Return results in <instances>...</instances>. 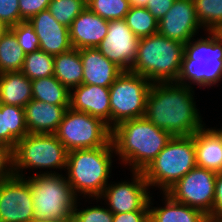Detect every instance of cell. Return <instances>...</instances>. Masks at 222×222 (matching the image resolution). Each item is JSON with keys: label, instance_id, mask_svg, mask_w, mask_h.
Listing matches in <instances>:
<instances>
[{"label": "cell", "instance_id": "11", "mask_svg": "<svg viewBox=\"0 0 222 222\" xmlns=\"http://www.w3.org/2000/svg\"><path fill=\"white\" fill-rule=\"evenodd\" d=\"M216 174L195 166L166 193L174 201L198 209L213 220Z\"/></svg>", "mask_w": 222, "mask_h": 222}, {"label": "cell", "instance_id": "46", "mask_svg": "<svg viewBox=\"0 0 222 222\" xmlns=\"http://www.w3.org/2000/svg\"><path fill=\"white\" fill-rule=\"evenodd\" d=\"M206 222H222V221H215V220H212V219H208Z\"/></svg>", "mask_w": 222, "mask_h": 222}, {"label": "cell", "instance_id": "31", "mask_svg": "<svg viewBox=\"0 0 222 222\" xmlns=\"http://www.w3.org/2000/svg\"><path fill=\"white\" fill-rule=\"evenodd\" d=\"M86 7L87 0H51L48 10L58 23L69 28Z\"/></svg>", "mask_w": 222, "mask_h": 222}, {"label": "cell", "instance_id": "36", "mask_svg": "<svg viewBox=\"0 0 222 222\" xmlns=\"http://www.w3.org/2000/svg\"><path fill=\"white\" fill-rule=\"evenodd\" d=\"M51 0H19L20 16L23 21H29L41 11L47 10Z\"/></svg>", "mask_w": 222, "mask_h": 222}, {"label": "cell", "instance_id": "17", "mask_svg": "<svg viewBox=\"0 0 222 222\" xmlns=\"http://www.w3.org/2000/svg\"><path fill=\"white\" fill-rule=\"evenodd\" d=\"M69 107L98 117L111 128L109 88L81 84L70 90Z\"/></svg>", "mask_w": 222, "mask_h": 222}, {"label": "cell", "instance_id": "45", "mask_svg": "<svg viewBox=\"0 0 222 222\" xmlns=\"http://www.w3.org/2000/svg\"><path fill=\"white\" fill-rule=\"evenodd\" d=\"M0 147H9V146L0 138Z\"/></svg>", "mask_w": 222, "mask_h": 222}, {"label": "cell", "instance_id": "28", "mask_svg": "<svg viewBox=\"0 0 222 222\" xmlns=\"http://www.w3.org/2000/svg\"><path fill=\"white\" fill-rule=\"evenodd\" d=\"M21 72L31 81L54 75V56L37 50L27 53Z\"/></svg>", "mask_w": 222, "mask_h": 222}, {"label": "cell", "instance_id": "7", "mask_svg": "<svg viewBox=\"0 0 222 222\" xmlns=\"http://www.w3.org/2000/svg\"><path fill=\"white\" fill-rule=\"evenodd\" d=\"M195 166L194 135L173 136L142 173L149 187L157 186L166 193Z\"/></svg>", "mask_w": 222, "mask_h": 222}, {"label": "cell", "instance_id": "20", "mask_svg": "<svg viewBox=\"0 0 222 222\" xmlns=\"http://www.w3.org/2000/svg\"><path fill=\"white\" fill-rule=\"evenodd\" d=\"M69 105H53L32 99L25 107V122L29 133L54 134Z\"/></svg>", "mask_w": 222, "mask_h": 222}, {"label": "cell", "instance_id": "25", "mask_svg": "<svg viewBox=\"0 0 222 222\" xmlns=\"http://www.w3.org/2000/svg\"><path fill=\"white\" fill-rule=\"evenodd\" d=\"M29 134L23 107L0 104V138L12 149Z\"/></svg>", "mask_w": 222, "mask_h": 222}, {"label": "cell", "instance_id": "42", "mask_svg": "<svg viewBox=\"0 0 222 222\" xmlns=\"http://www.w3.org/2000/svg\"><path fill=\"white\" fill-rule=\"evenodd\" d=\"M9 28L3 23V21L0 19V38L2 35L8 30Z\"/></svg>", "mask_w": 222, "mask_h": 222}, {"label": "cell", "instance_id": "34", "mask_svg": "<svg viewBox=\"0 0 222 222\" xmlns=\"http://www.w3.org/2000/svg\"><path fill=\"white\" fill-rule=\"evenodd\" d=\"M77 204L73 212L74 222H113V213L106 206H91L80 210Z\"/></svg>", "mask_w": 222, "mask_h": 222}, {"label": "cell", "instance_id": "43", "mask_svg": "<svg viewBox=\"0 0 222 222\" xmlns=\"http://www.w3.org/2000/svg\"><path fill=\"white\" fill-rule=\"evenodd\" d=\"M44 222H74L73 217L63 219V220H54V221H44Z\"/></svg>", "mask_w": 222, "mask_h": 222}, {"label": "cell", "instance_id": "32", "mask_svg": "<svg viewBox=\"0 0 222 222\" xmlns=\"http://www.w3.org/2000/svg\"><path fill=\"white\" fill-rule=\"evenodd\" d=\"M87 7L109 21L124 19L131 5L129 0H87Z\"/></svg>", "mask_w": 222, "mask_h": 222}, {"label": "cell", "instance_id": "13", "mask_svg": "<svg viewBox=\"0 0 222 222\" xmlns=\"http://www.w3.org/2000/svg\"><path fill=\"white\" fill-rule=\"evenodd\" d=\"M0 222H34L30 184L14 175L0 182Z\"/></svg>", "mask_w": 222, "mask_h": 222}, {"label": "cell", "instance_id": "24", "mask_svg": "<svg viewBox=\"0 0 222 222\" xmlns=\"http://www.w3.org/2000/svg\"><path fill=\"white\" fill-rule=\"evenodd\" d=\"M83 74L80 49L72 48L54 56L53 76L69 90L83 84Z\"/></svg>", "mask_w": 222, "mask_h": 222}, {"label": "cell", "instance_id": "12", "mask_svg": "<svg viewBox=\"0 0 222 222\" xmlns=\"http://www.w3.org/2000/svg\"><path fill=\"white\" fill-rule=\"evenodd\" d=\"M132 182L122 181L108 184L99 200H105L108 209L113 213L131 211H149V185L141 171H132ZM105 198V199H104Z\"/></svg>", "mask_w": 222, "mask_h": 222}, {"label": "cell", "instance_id": "3", "mask_svg": "<svg viewBox=\"0 0 222 222\" xmlns=\"http://www.w3.org/2000/svg\"><path fill=\"white\" fill-rule=\"evenodd\" d=\"M114 152V146L77 149L68 152L66 179L77 197L83 194L84 198L88 196L89 199L90 197L94 200L99 199L111 176Z\"/></svg>", "mask_w": 222, "mask_h": 222}, {"label": "cell", "instance_id": "21", "mask_svg": "<svg viewBox=\"0 0 222 222\" xmlns=\"http://www.w3.org/2000/svg\"><path fill=\"white\" fill-rule=\"evenodd\" d=\"M204 125L194 134V148L198 167L222 172V131L205 128Z\"/></svg>", "mask_w": 222, "mask_h": 222}, {"label": "cell", "instance_id": "23", "mask_svg": "<svg viewBox=\"0 0 222 222\" xmlns=\"http://www.w3.org/2000/svg\"><path fill=\"white\" fill-rule=\"evenodd\" d=\"M163 195L164 207L151 206L150 197L149 222H206L209 219L202 211L174 201L167 193Z\"/></svg>", "mask_w": 222, "mask_h": 222}, {"label": "cell", "instance_id": "41", "mask_svg": "<svg viewBox=\"0 0 222 222\" xmlns=\"http://www.w3.org/2000/svg\"><path fill=\"white\" fill-rule=\"evenodd\" d=\"M132 7H143L146 8L148 0H129Z\"/></svg>", "mask_w": 222, "mask_h": 222}, {"label": "cell", "instance_id": "30", "mask_svg": "<svg viewBox=\"0 0 222 222\" xmlns=\"http://www.w3.org/2000/svg\"><path fill=\"white\" fill-rule=\"evenodd\" d=\"M196 16L201 27L215 32L222 25V0H194Z\"/></svg>", "mask_w": 222, "mask_h": 222}, {"label": "cell", "instance_id": "37", "mask_svg": "<svg viewBox=\"0 0 222 222\" xmlns=\"http://www.w3.org/2000/svg\"><path fill=\"white\" fill-rule=\"evenodd\" d=\"M14 175L13 149L10 147H0V182Z\"/></svg>", "mask_w": 222, "mask_h": 222}, {"label": "cell", "instance_id": "2", "mask_svg": "<svg viewBox=\"0 0 222 222\" xmlns=\"http://www.w3.org/2000/svg\"><path fill=\"white\" fill-rule=\"evenodd\" d=\"M173 136L145 116L125 120L112 128L115 153L131 171H143Z\"/></svg>", "mask_w": 222, "mask_h": 222}, {"label": "cell", "instance_id": "26", "mask_svg": "<svg viewBox=\"0 0 222 222\" xmlns=\"http://www.w3.org/2000/svg\"><path fill=\"white\" fill-rule=\"evenodd\" d=\"M32 99L53 105H70V90L54 76L31 81Z\"/></svg>", "mask_w": 222, "mask_h": 222}, {"label": "cell", "instance_id": "10", "mask_svg": "<svg viewBox=\"0 0 222 222\" xmlns=\"http://www.w3.org/2000/svg\"><path fill=\"white\" fill-rule=\"evenodd\" d=\"M152 83L139 74L123 71L109 87L111 129L117 124L143 117Z\"/></svg>", "mask_w": 222, "mask_h": 222}, {"label": "cell", "instance_id": "5", "mask_svg": "<svg viewBox=\"0 0 222 222\" xmlns=\"http://www.w3.org/2000/svg\"><path fill=\"white\" fill-rule=\"evenodd\" d=\"M207 37H194L184 44V56L176 83L210 87L222 81V38L209 31ZM188 81V82H187ZM191 85V86H190Z\"/></svg>", "mask_w": 222, "mask_h": 222}, {"label": "cell", "instance_id": "27", "mask_svg": "<svg viewBox=\"0 0 222 222\" xmlns=\"http://www.w3.org/2000/svg\"><path fill=\"white\" fill-rule=\"evenodd\" d=\"M25 52L9 28L0 38V73L21 71Z\"/></svg>", "mask_w": 222, "mask_h": 222}, {"label": "cell", "instance_id": "44", "mask_svg": "<svg viewBox=\"0 0 222 222\" xmlns=\"http://www.w3.org/2000/svg\"><path fill=\"white\" fill-rule=\"evenodd\" d=\"M215 32L222 38V25Z\"/></svg>", "mask_w": 222, "mask_h": 222}, {"label": "cell", "instance_id": "1", "mask_svg": "<svg viewBox=\"0 0 222 222\" xmlns=\"http://www.w3.org/2000/svg\"><path fill=\"white\" fill-rule=\"evenodd\" d=\"M193 95V88L176 82L152 83L144 116L172 136L194 135L204 124Z\"/></svg>", "mask_w": 222, "mask_h": 222}, {"label": "cell", "instance_id": "39", "mask_svg": "<svg viewBox=\"0 0 222 222\" xmlns=\"http://www.w3.org/2000/svg\"><path fill=\"white\" fill-rule=\"evenodd\" d=\"M213 220L222 221V172L216 174Z\"/></svg>", "mask_w": 222, "mask_h": 222}, {"label": "cell", "instance_id": "14", "mask_svg": "<svg viewBox=\"0 0 222 222\" xmlns=\"http://www.w3.org/2000/svg\"><path fill=\"white\" fill-rule=\"evenodd\" d=\"M139 38L124 19L109 20L108 31L97 49L123 71H130L134 64Z\"/></svg>", "mask_w": 222, "mask_h": 222}, {"label": "cell", "instance_id": "35", "mask_svg": "<svg viewBox=\"0 0 222 222\" xmlns=\"http://www.w3.org/2000/svg\"><path fill=\"white\" fill-rule=\"evenodd\" d=\"M0 19L8 28L24 22L20 16L19 0H0Z\"/></svg>", "mask_w": 222, "mask_h": 222}, {"label": "cell", "instance_id": "33", "mask_svg": "<svg viewBox=\"0 0 222 222\" xmlns=\"http://www.w3.org/2000/svg\"><path fill=\"white\" fill-rule=\"evenodd\" d=\"M10 29L14 32L18 45L25 54L39 50V39L34 28L27 21L11 26Z\"/></svg>", "mask_w": 222, "mask_h": 222}, {"label": "cell", "instance_id": "19", "mask_svg": "<svg viewBox=\"0 0 222 222\" xmlns=\"http://www.w3.org/2000/svg\"><path fill=\"white\" fill-rule=\"evenodd\" d=\"M83 84L109 88L123 70L108 60L97 48L80 49Z\"/></svg>", "mask_w": 222, "mask_h": 222}, {"label": "cell", "instance_id": "22", "mask_svg": "<svg viewBox=\"0 0 222 222\" xmlns=\"http://www.w3.org/2000/svg\"><path fill=\"white\" fill-rule=\"evenodd\" d=\"M31 100V80L21 71L0 73V104L24 108Z\"/></svg>", "mask_w": 222, "mask_h": 222}, {"label": "cell", "instance_id": "16", "mask_svg": "<svg viewBox=\"0 0 222 222\" xmlns=\"http://www.w3.org/2000/svg\"><path fill=\"white\" fill-rule=\"evenodd\" d=\"M39 39V49L56 56L73 48L69 28L58 23L49 10H44L27 21Z\"/></svg>", "mask_w": 222, "mask_h": 222}, {"label": "cell", "instance_id": "8", "mask_svg": "<svg viewBox=\"0 0 222 222\" xmlns=\"http://www.w3.org/2000/svg\"><path fill=\"white\" fill-rule=\"evenodd\" d=\"M68 151L55 134L29 133L13 149L14 174L25 178L23 169H66Z\"/></svg>", "mask_w": 222, "mask_h": 222}, {"label": "cell", "instance_id": "15", "mask_svg": "<svg viewBox=\"0 0 222 222\" xmlns=\"http://www.w3.org/2000/svg\"><path fill=\"white\" fill-rule=\"evenodd\" d=\"M201 29L194 0H175L170 10L159 20L158 33L181 43L189 42Z\"/></svg>", "mask_w": 222, "mask_h": 222}, {"label": "cell", "instance_id": "40", "mask_svg": "<svg viewBox=\"0 0 222 222\" xmlns=\"http://www.w3.org/2000/svg\"><path fill=\"white\" fill-rule=\"evenodd\" d=\"M113 222H149V211H131L113 214Z\"/></svg>", "mask_w": 222, "mask_h": 222}, {"label": "cell", "instance_id": "18", "mask_svg": "<svg viewBox=\"0 0 222 222\" xmlns=\"http://www.w3.org/2000/svg\"><path fill=\"white\" fill-rule=\"evenodd\" d=\"M108 20L86 7L71 23L69 35L73 48H97L108 31Z\"/></svg>", "mask_w": 222, "mask_h": 222}, {"label": "cell", "instance_id": "4", "mask_svg": "<svg viewBox=\"0 0 222 222\" xmlns=\"http://www.w3.org/2000/svg\"><path fill=\"white\" fill-rule=\"evenodd\" d=\"M184 56V43L159 33L139 39L130 72L146 77L151 83L176 82Z\"/></svg>", "mask_w": 222, "mask_h": 222}, {"label": "cell", "instance_id": "9", "mask_svg": "<svg viewBox=\"0 0 222 222\" xmlns=\"http://www.w3.org/2000/svg\"><path fill=\"white\" fill-rule=\"evenodd\" d=\"M54 134L68 152L77 149L113 146L112 129L103 120L70 107Z\"/></svg>", "mask_w": 222, "mask_h": 222}, {"label": "cell", "instance_id": "6", "mask_svg": "<svg viewBox=\"0 0 222 222\" xmlns=\"http://www.w3.org/2000/svg\"><path fill=\"white\" fill-rule=\"evenodd\" d=\"M25 178L32 191L34 222L63 220L73 217L75 195L66 176L48 171Z\"/></svg>", "mask_w": 222, "mask_h": 222}, {"label": "cell", "instance_id": "29", "mask_svg": "<svg viewBox=\"0 0 222 222\" xmlns=\"http://www.w3.org/2000/svg\"><path fill=\"white\" fill-rule=\"evenodd\" d=\"M124 20L131 31L140 39L158 33L159 21L143 7H132Z\"/></svg>", "mask_w": 222, "mask_h": 222}, {"label": "cell", "instance_id": "38", "mask_svg": "<svg viewBox=\"0 0 222 222\" xmlns=\"http://www.w3.org/2000/svg\"><path fill=\"white\" fill-rule=\"evenodd\" d=\"M175 0H148L147 10L159 21L170 10Z\"/></svg>", "mask_w": 222, "mask_h": 222}]
</instances>
